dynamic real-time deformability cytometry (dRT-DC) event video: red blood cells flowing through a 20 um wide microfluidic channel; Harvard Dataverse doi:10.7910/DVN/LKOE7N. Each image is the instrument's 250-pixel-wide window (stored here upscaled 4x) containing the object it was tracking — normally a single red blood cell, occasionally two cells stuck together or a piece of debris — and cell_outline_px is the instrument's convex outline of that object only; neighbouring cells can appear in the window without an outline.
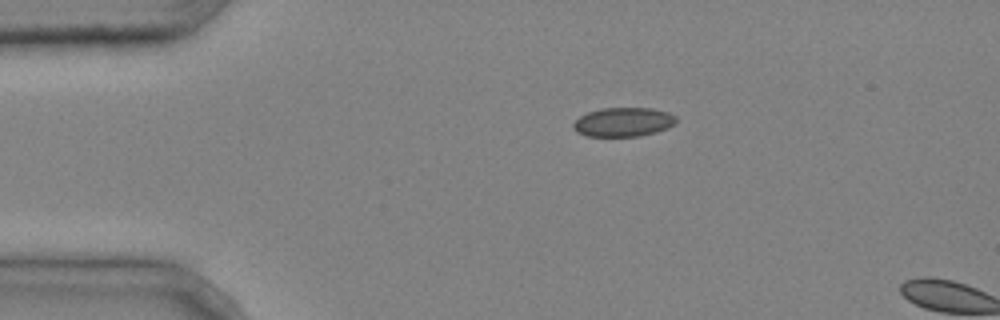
{"species": "common noctule bat (a hibernating species)", "species_latin": "Nyctalus noctula", "temperature_condition": "cold", "stored_images_in_passage": 2, "camera_frame_rate_fps": 3000, "um_per_image_px": 0.085, "animal": {"sex": "male", "body_mass_g": 20.4}, "frame": {"image": 1, "passage_image": 1, "time_ms": 0.0, "image_size_px": [1000, 320], "cell_outline_px": [[676, 124], [668, 128], [656, 132], [640, 136], [584, 136], [576, 132], [572, 128], [572, 124], [580, 116], [588, 112], [600, 108], [652, 108], [668, 112], [676, 116]], "centroid_in_image_um": [52.98, 10.37], "position_along_channel_um": 32.0, "area_um2": 17.63}}